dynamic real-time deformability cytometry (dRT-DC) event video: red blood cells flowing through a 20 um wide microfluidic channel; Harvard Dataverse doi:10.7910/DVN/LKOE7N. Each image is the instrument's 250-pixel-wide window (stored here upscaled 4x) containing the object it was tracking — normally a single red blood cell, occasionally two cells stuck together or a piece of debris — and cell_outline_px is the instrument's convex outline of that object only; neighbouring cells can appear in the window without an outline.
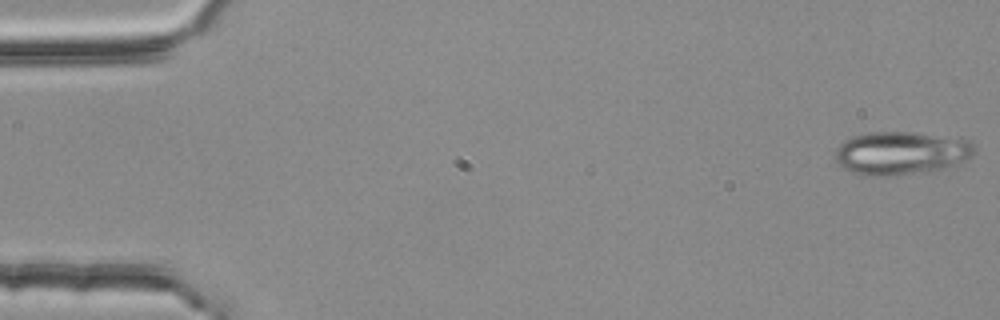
{"species": "common noctule bat (a hibernating species)", "species_latin": "Nyctalus noctula", "temperature_condition": "room temperature", "stored_images_in_passage": 17, "camera_frame_rate_fps": 3000, "um_per_image_px": 0.085, "animal": {"sex": "female", "body_mass_g": 25.1}, "frame": {"image": 1, "passage_image": 1, "time_ms": 0.0, "image_size_px": [1000, 320], "cell_outline_px": [[976, 152], [972, 156], [964, 160], [940, 168], [884, 176], [868, 176], [852, 172], [844, 168], [836, 160], [836, 148], [844, 140], [852, 136], [872, 132], [912, 132], [968, 140], [976, 148]], "centroid_in_image_um": [76.54, 12.99], "position_along_channel_um": 8.5, "area_um2": 34.22}}
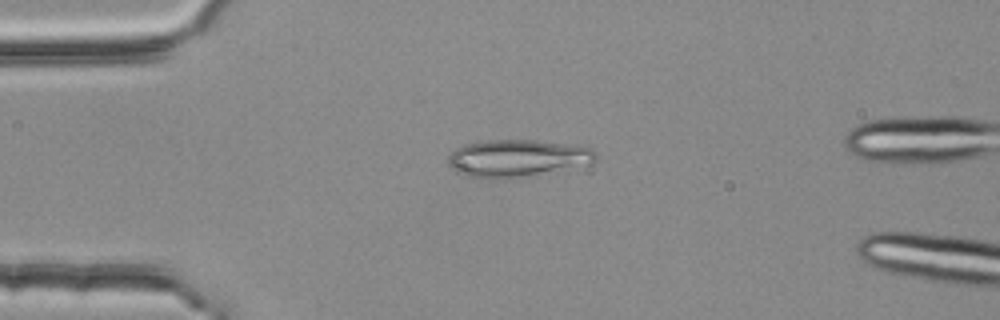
{"frame": {"image": 2, "passage_image": 13, "time_ms": 4.0, "image_size_px": [1000, 320], "cell_outline_px": [[596, 160], [520, 176], [488, 180], [460, 176], [448, 168], [448, 152], [464, 144], [488, 140], [536, 140], [592, 148], [596, 152]], "centroid_in_image_um": [43.72, 13.44], "position_along_channel_um": 41.3, "area_um2": 31.44}}